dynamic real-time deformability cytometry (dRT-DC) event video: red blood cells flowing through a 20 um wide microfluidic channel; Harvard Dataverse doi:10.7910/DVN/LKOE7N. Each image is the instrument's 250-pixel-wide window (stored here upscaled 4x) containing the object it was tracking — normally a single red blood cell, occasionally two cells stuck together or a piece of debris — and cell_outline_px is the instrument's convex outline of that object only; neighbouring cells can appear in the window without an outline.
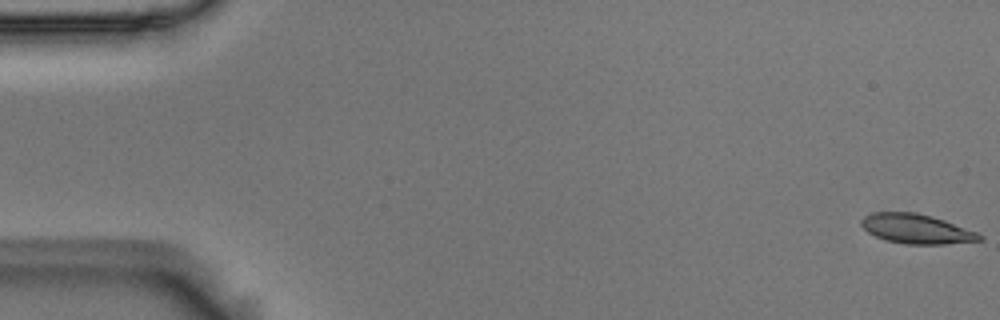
{"species": "Egyptian fruit bat (a non-hibernating species)", "species_latin": "Rousettus aegyptiacus", "temperature_condition": "room temperature", "stored_images_in_passage": 5, "camera_frame_rate_fps": 3000, "um_per_image_px": 0.085, "animal": {"sex": "male"}, "frame": {"image": 1, "passage_image": 1, "time_ms": 0.0, "image_size_px": [1000, 320], "cell_outline_px": [[984, 240], [944, 244], [908, 244], [888, 240], [876, 236], [868, 232], [860, 224], [860, 220], [864, 216], [872, 212], [916, 212], [932, 216], [944, 220], [976, 232], [984, 236]], "centroid_in_image_um": [77.89, 19.44], "position_along_channel_um": 7.1, "area_um2": 20.23}}
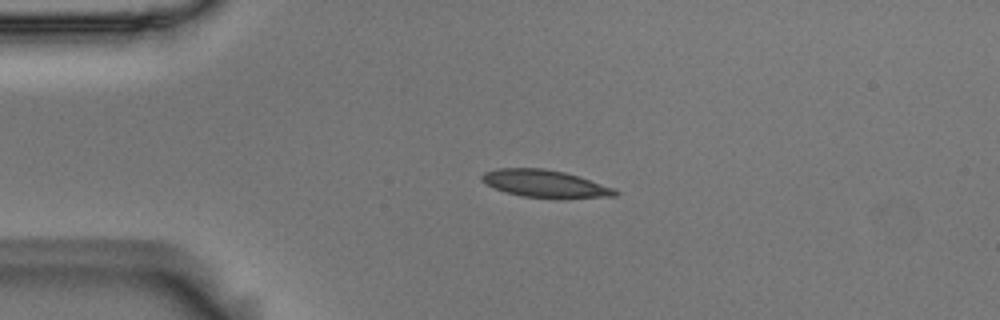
{"frame": {"image": 2, "passage_image": 4, "time_ms": 1.0, "image_size_px": [1000, 320], "cell_outline_px": [[620, 192], [616, 196], [520, 196], [504, 192], [480, 180], [480, 176], [484, 172], [496, 168], [544, 168], [564, 172], [616, 188]], "centroid_in_image_um": [46.26, 15.57], "position_along_channel_um": 38.7, "area_um2": 20.52}}